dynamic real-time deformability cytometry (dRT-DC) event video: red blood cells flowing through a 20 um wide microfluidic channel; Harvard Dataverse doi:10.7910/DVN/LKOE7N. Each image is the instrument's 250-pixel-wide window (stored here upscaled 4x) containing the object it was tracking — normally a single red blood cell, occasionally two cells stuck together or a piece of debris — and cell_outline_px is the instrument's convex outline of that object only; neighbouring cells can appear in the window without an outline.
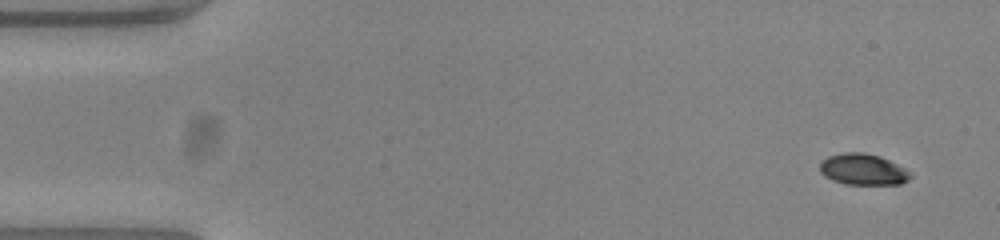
{"species": "common noctule bat (a hibernating species)", "species_latin": "Nyctalus noctula", "temperature_condition": "warm", "stored_images_in_passage": 52, "camera_frame_rate_fps": 3000, "um_per_image_px": 0.085, "animal": {"sex": "female", "body_mass_g": 23.0, "forearm_length_mm": 53.4}, "frame": {"image": 1, "passage_image": 1, "time_ms": 0.0, "image_size_px": [1000, 240], "cell_outline_px": [[912, 176], [908, 180], [900, 184], [844, 184], [832, 180], [824, 176], [820, 172], [820, 160], [828, 156], [844, 152], [864, 152], [880, 156], [912, 172]], "centroid_in_image_um": [73.33, 14.39], "position_along_channel_um": 11.7, "area_um2": 16.59}}
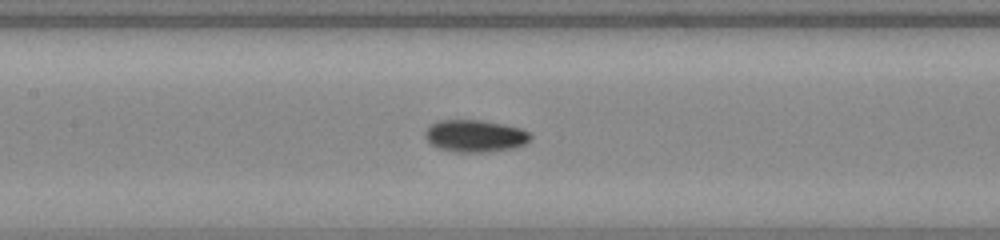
{"frame": {"image": 2, "passage_image": 23, "time_ms": 7.333, "image_size_px": [1000, 240], "cell_outline_px": [[532, 136], [524, 144], [512, 148], [488, 152], [456, 152], [440, 148], [432, 144], [424, 136], [424, 132], [432, 124], [440, 120], [484, 120], [504, 124], [520, 128], [528, 132]], "centroid_in_image_um": [40.38, 11.55], "position_along_channel_um": 167.0, "area_um2": 19.59}}
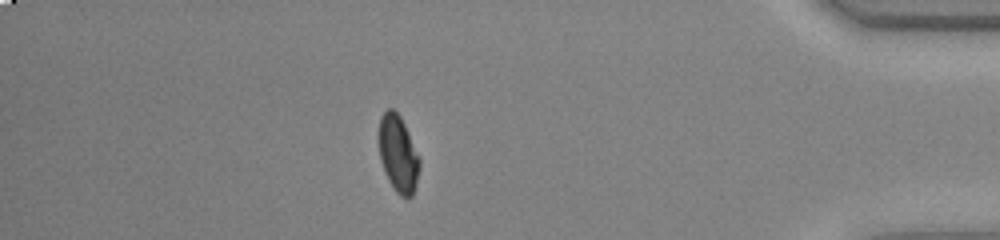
{"frame": {"image": 3, "passage_image": 45, "time_ms": 14.667, "image_size_px": [1000, 240], "cell_outline_px": [[420, 168], [416, 184], [412, 196], [408, 200], [400, 196], [396, 192], [388, 180], [384, 172], [380, 160], [380, 116], [388, 108], [392, 108], [400, 116], [404, 124], [420, 160]], "centroid_in_image_um": [33.85, 13.13], "position_along_channel_um": 401.3, "area_um2": 18.03}, "authors_computed_cell_mechanics": {"area_um2": 18.5538, "velocity_mm_per_s": 3.7988, "shape_relaxation_time_tau1_ms": 4.3887, "shape_relaxation_time_tau2_ms": 2.9606, "deformation_change_tau1": 0.1478, "deformation_change_tau2": 0.0406}}